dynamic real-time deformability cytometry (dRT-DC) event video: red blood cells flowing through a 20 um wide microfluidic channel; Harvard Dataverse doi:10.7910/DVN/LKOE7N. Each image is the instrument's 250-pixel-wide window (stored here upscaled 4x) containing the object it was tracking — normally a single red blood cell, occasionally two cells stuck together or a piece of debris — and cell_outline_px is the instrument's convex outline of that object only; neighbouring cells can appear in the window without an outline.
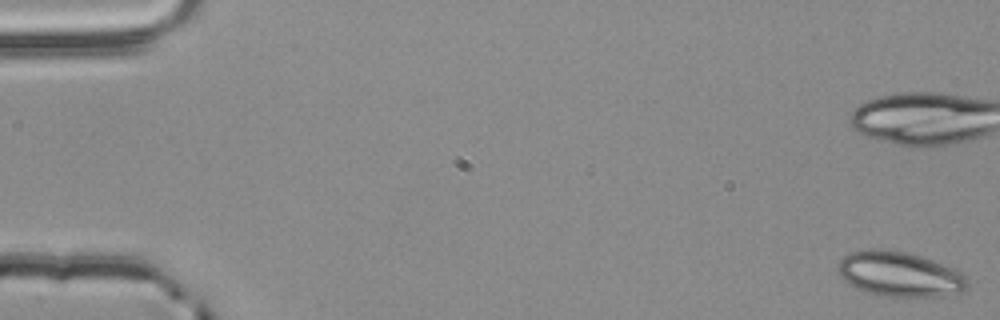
{"species": "common noctule bat (a hibernating species)", "species_latin": "Nyctalus noctula", "temperature_condition": "room temperature", "stored_images_in_passage": 19, "camera_frame_rate_fps": 3000, "um_per_image_px": 0.085, "animal": {"sex": "male", "body_mass_g": 20.4}, "frame": {"image": 1, "passage_image": 1, "time_ms": 0.0, "image_size_px": [1000, 320], "cell_outline_px": [[968, 288], [960, 292], [940, 296], [888, 296], [868, 292], [856, 288], [848, 284], [836, 276], [836, 268], [840, 260], [848, 252], [872, 248], [884, 248], [912, 252], [956, 268], [964, 276], [968, 284]], "centroid_in_image_um": [76.42, 23.26], "position_along_channel_um": 8.6, "area_um2": 34.56}}